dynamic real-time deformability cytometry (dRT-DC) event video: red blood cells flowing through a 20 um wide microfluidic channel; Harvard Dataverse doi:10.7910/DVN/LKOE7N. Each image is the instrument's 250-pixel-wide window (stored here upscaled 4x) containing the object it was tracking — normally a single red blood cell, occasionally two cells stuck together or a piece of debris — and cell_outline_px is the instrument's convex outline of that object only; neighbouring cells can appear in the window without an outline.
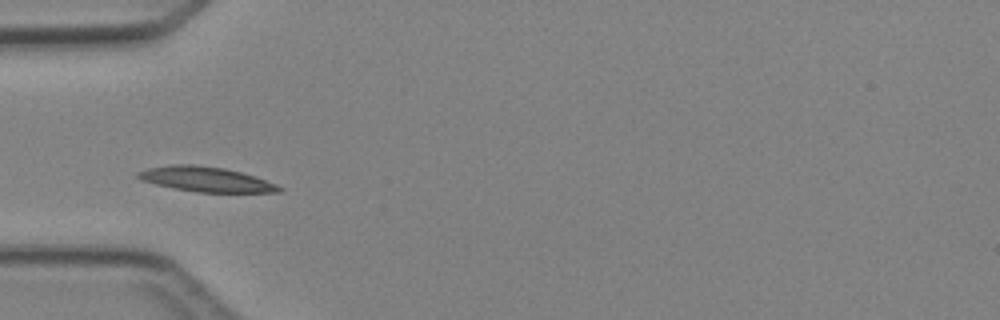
{"species": "Egyptian fruit bat (a non-hibernating species)", "species_latin": "Rousettus aegyptiacus", "temperature_condition": "cold", "stored_images_in_passage": 4, "camera_frame_rate_fps": 3000, "um_per_image_px": 0.085, "animal": {"sex": "female"}, "frame": {"image": 1, "passage_image": 4, "time_ms": 3.333, "image_size_px": [1000, 320], "cell_outline_px": [[284, 188], [280, 192], [196, 192], [156, 184], [140, 180], [136, 176], [136, 172], [148, 168], [172, 164], [192, 164], [224, 168], [240, 172], [276, 184]], "centroid_in_image_um": [17.46, 15.23], "position_along_channel_um": 67.5, "area_um2": 20.23}}